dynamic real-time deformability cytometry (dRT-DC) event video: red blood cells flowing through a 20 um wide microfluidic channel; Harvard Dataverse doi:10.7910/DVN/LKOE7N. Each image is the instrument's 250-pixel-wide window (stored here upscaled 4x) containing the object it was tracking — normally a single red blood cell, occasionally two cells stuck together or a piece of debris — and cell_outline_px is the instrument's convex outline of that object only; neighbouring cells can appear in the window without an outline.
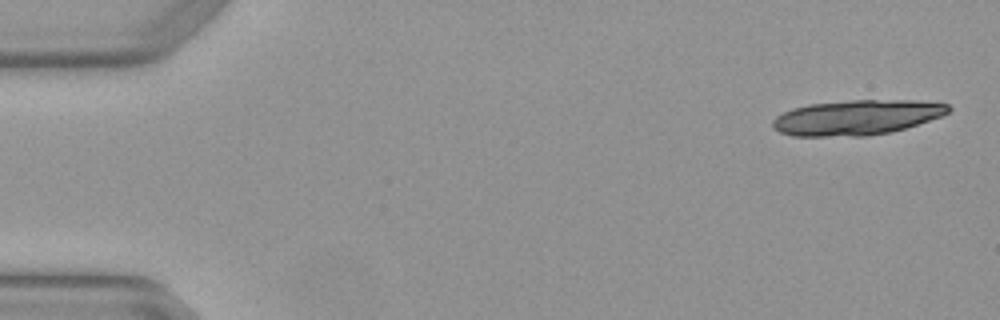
{"species": "Egyptian fruit bat (a non-hibernating species)", "species_latin": "Rousettus aegyptiacus", "temperature_condition": "warm", "stored_images_in_passage": 5, "camera_frame_rate_fps": 3000, "um_per_image_px": 0.085, "animal": {"sex": "female"}, "frame": {"image": 1, "passage_image": 1, "time_ms": 0.0, "image_size_px": [1000, 320], "cell_outline_px": [[952, 108], [948, 112], [940, 116], [892, 132], [868, 136], [792, 136], [780, 132], [772, 128], [772, 120], [776, 116], [792, 108], [808, 104], [852, 100], [916, 100], [948, 104]], "centroid_in_image_um": [72.78, 9.98], "position_along_channel_um": 12.2, "area_um2": 35.89}}
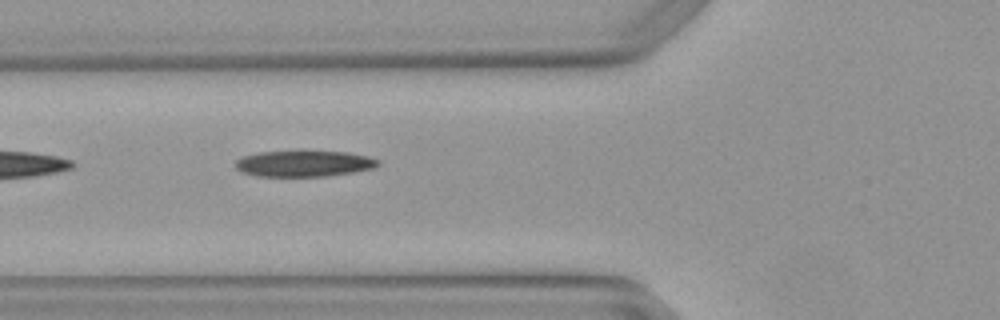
{"frame": {"image": 2, "passage_image": 5, "time_ms": 1.333, "image_size_px": [1000, 320], "cell_outline_px": [[380, 164], [376, 168], [352, 172], [324, 176], [256, 176], [240, 172], [236, 168], [236, 160], [244, 156], [260, 152], [348, 152], [368, 156], [380, 160]], "centroid_in_image_um": [25.86, 13.91], "position_along_channel_um": 99.9, "area_um2": 21.44}}